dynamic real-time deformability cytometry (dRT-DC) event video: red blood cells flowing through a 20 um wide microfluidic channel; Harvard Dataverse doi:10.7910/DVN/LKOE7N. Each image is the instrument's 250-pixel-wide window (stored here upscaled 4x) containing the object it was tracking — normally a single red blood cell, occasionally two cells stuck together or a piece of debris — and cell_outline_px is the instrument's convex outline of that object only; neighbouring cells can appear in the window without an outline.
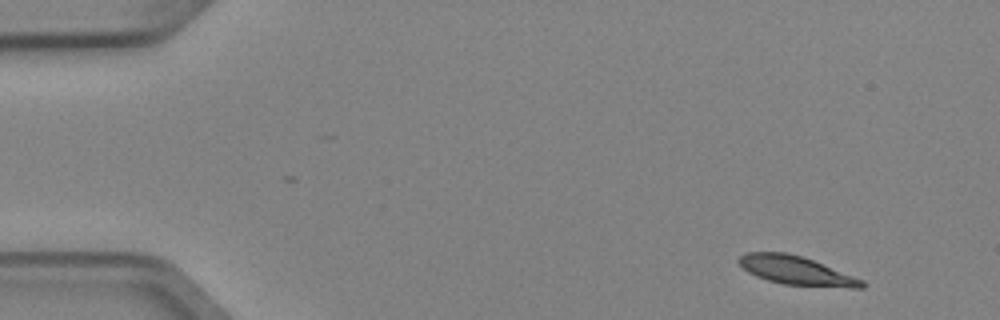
{"species": "Egyptian fruit bat (a non-hibernating species)", "species_latin": "Rousettus aegyptiacus", "temperature_condition": "cold", "stored_images_in_passage": 4, "camera_frame_rate_fps": 3000, "um_per_image_px": 0.085, "animal": {"sex": "female"}, "frame": {"image": 1, "passage_image": 1, "time_ms": 0.0, "image_size_px": [1000, 320], "cell_outline_px": [[868, 284], [864, 288], [848, 288], [784, 284], [768, 280], [756, 276], [748, 272], [736, 260], [740, 256], [748, 252], [784, 252], [800, 256], [812, 260], [864, 280]], "centroid_in_image_um": [67.71, 23.01], "position_along_channel_um": 17.3, "area_um2": 20.4}}
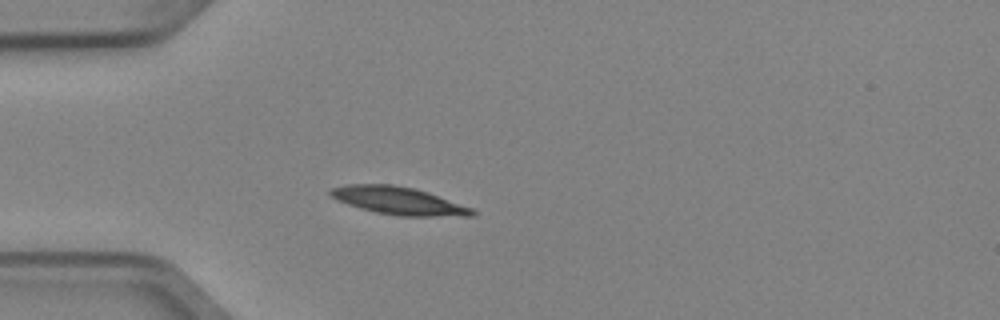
{"frame": {"image": 2, "passage_image": 4, "time_ms": 1.0, "image_size_px": [1000, 320], "cell_outline_px": [[476, 216], [400, 216], [376, 212], [360, 208], [336, 200], [328, 196], [328, 192], [332, 188], [348, 184], [392, 184], [412, 188], [428, 192], [472, 208], [476, 212]], "centroid_in_image_um": [33.85, 17.06], "position_along_channel_um": 51.1, "area_um2": 22.83}}